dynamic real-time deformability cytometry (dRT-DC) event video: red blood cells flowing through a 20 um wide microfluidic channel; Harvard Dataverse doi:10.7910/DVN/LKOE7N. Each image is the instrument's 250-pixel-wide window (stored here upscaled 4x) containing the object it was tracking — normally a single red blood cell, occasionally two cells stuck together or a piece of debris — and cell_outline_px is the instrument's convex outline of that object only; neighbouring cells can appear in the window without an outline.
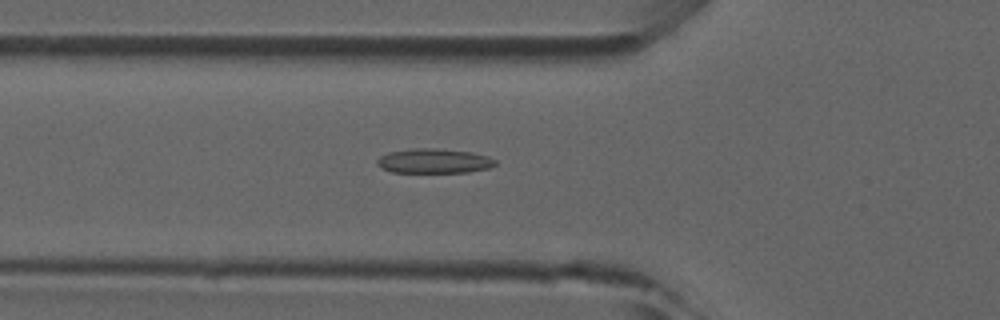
{"species": "common noctule bat (a hibernating species)", "species_latin": "Nyctalus noctula", "temperature_condition": "room temperature", "stored_images_in_passage": 38, "camera_frame_rate_fps": 3000, "um_per_image_px": 0.085, "animal": {"sex": "male", "forearm_length_mm": 52.5}, "frame": {"image": 1, "passage_image": 16, "time_ms": 5.0, "image_size_px": [1000, 320], "cell_outline_px": [[496, 164], [488, 168], [468, 172], [392, 172], [380, 168], [376, 164], [376, 160], [380, 156], [388, 152], [412, 148], [432, 148], [472, 152], [488, 156], [496, 160]], "centroid_in_image_um": [36.85, 13.68], "position_along_channel_um": 88.9, "area_um2": 16.99}}
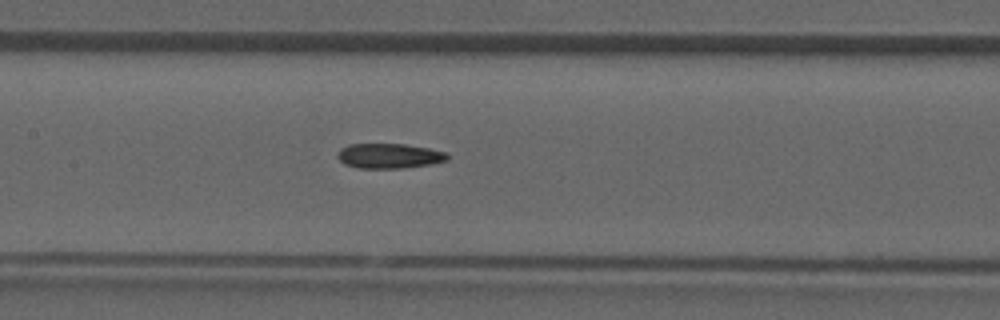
{"frame": {"image": 2, "passage_image": 22, "time_ms": 7.0, "image_size_px": [1000, 320], "cell_outline_px": [[448, 160], [432, 164], [404, 168], [356, 168], [344, 164], [336, 156], [336, 152], [340, 148], [348, 144], [404, 144], [428, 148], [448, 152]], "centroid_in_image_um": [33.06, 13.25], "position_along_channel_um": 174.3, "area_um2": 16.18}}